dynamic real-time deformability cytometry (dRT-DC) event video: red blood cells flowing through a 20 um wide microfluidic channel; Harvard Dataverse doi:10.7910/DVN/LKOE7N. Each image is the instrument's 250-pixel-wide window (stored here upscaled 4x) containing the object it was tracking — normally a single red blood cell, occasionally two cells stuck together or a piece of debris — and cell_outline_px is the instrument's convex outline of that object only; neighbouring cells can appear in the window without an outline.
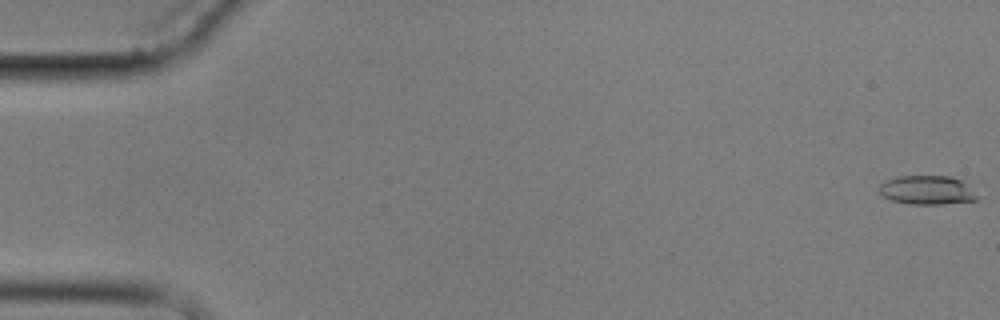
{"species": "common noctule bat (a hibernating species)", "species_latin": "Nyctalus noctula", "temperature_condition": "cold", "stored_images_in_passage": 6, "camera_frame_rate_fps": 3000, "um_per_image_px": 0.085, "animal": {"sex": "male", "body_mass_g": 17.9}, "frame": {"image": 1, "passage_image": 1, "time_ms": 0.0, "image_size_px": [1000, 320], "cell_outline_px": [[976, 200], [940, 204], [908, 204], [892, 200], [884, 196], [880, 192], [880, 184], [884, 180], [896, 176], [952, 176], [960, 180], [976, 196]], "centroid_in_image_um": [78.72, 16.15], "position_along_channel_um": 6.3, "area_um2": 16.18}}